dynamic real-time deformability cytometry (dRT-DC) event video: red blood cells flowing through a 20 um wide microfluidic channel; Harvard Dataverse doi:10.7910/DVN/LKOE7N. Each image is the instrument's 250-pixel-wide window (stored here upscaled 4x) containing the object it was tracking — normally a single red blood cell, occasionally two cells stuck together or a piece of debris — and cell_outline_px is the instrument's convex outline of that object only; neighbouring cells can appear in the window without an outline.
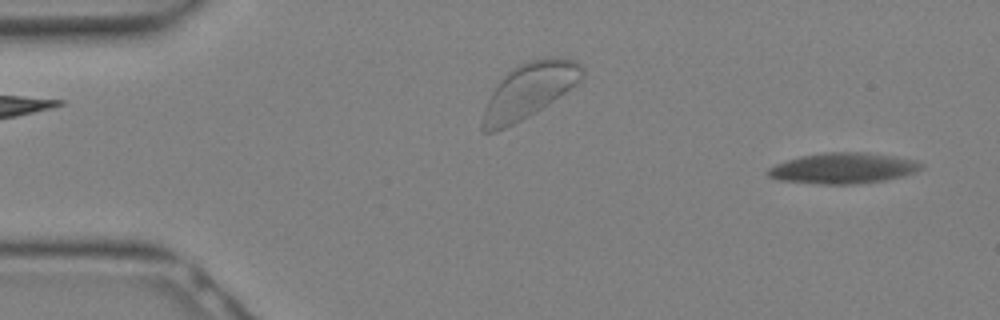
{"species": "Egyptian fruit bat (a non-hibernating species)", "species_latin": "Rousettus aegyptiacus", "temperature_condition": "warm", "stored_images_in_passage": 18, "camera_frame_rate_fps": 3000, "um_per_image_px": 0.085, "animal": {"sex": "female"}, "frame": {"image": 1, "passage_image": 1, "time_ms": 0.0, "image_size_px": [1000, 320], "cell_outline_px": [[924, 168], [916, 172], [904, 176], [884, 180], [852, 184], [820, 184], [776, 180], [768, 176], [768, 168], [776, 164], [800, 156], [824, 152], [864, 152], [892, 156], [916, 160], [924, 164]], "centroid_in_image_um": [71.68, 14.3], "position_along_channel_um": 13.3, "area_um2": 27.51}}
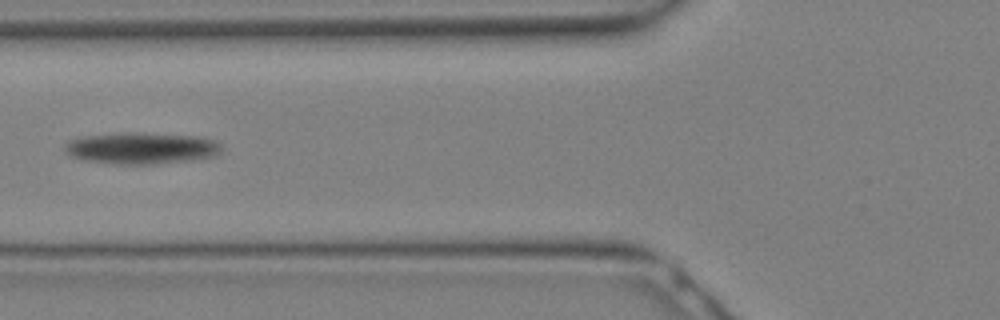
{"frame": {"image": 2, "passage_image": 11, "time_ms": 3.333, "image_size_px": [1000, 320], "cell_outline_px": [[220, 152], [216, 156], [192, 160], [152, 164], [116, 164], [84, 160], [72, 156], [64, 152], [64, 144], [68, 140], [80, 136], [124, 132], [136, 132], [192, 136], [216, 140], [220, 144]], "centroid_in_image_um": [11.96, 12.59], "position_along_channel_um": 113.8, "area_um2": 29.02}}
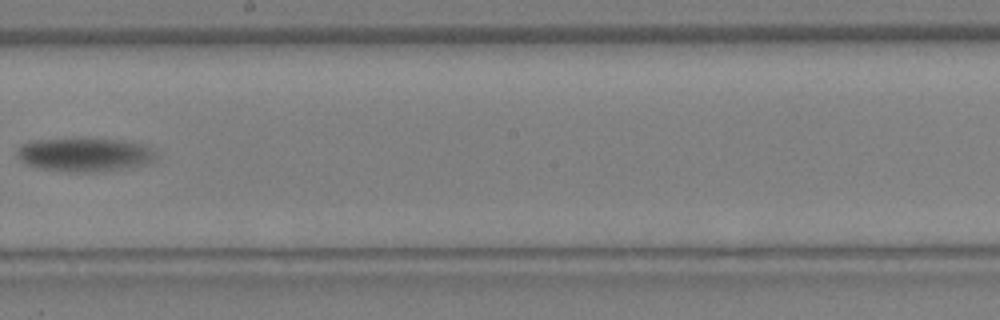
{"frame": {"image": 3, "passage_image": 17, "time_ms": 5.333, "image_size_px": [1000, 320], "cell_outline_px": [[156, 160], [148, 164], [104, 172], [68, 172], [36, 168], [20, 160], [16, 156], [16, 152], [24, 144], [40, 140], [124, 140], [140, 144], [156, 152]], "centroid_in_image_um": [7.23, 13.19], "position_along_channel_um": 241.0, "area_um2": 26.88}}